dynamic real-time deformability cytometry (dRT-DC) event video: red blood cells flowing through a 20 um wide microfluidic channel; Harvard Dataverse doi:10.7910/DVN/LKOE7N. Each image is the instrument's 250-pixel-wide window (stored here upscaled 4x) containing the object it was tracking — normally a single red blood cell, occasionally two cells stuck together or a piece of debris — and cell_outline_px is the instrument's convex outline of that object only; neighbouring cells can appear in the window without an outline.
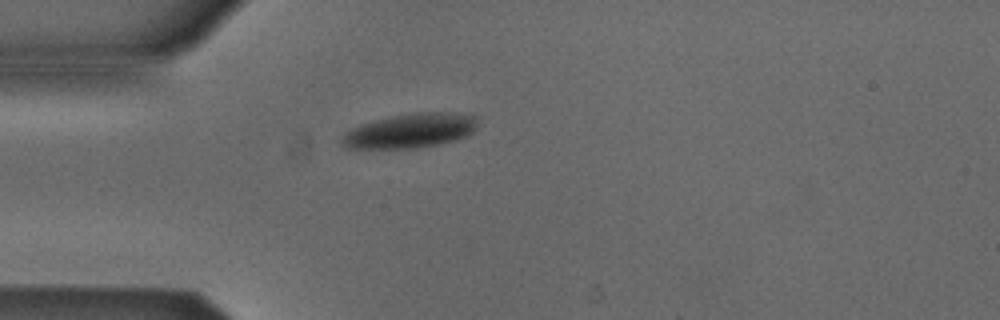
{"species": "Egyptian fruit bat (a non-hibernating species)", "species_latin": "Rousettus aegyptiacus", "temperature_condition": "cold", "stored_images_in_passage": 39, "camera_frame_rate_fps": 3000, "um_per_image_px": 0.085, "animal": {"sex": "male"}, "frame": {"image": 1, "passage_image": 1, "time_ms": 0.0, "image_size_px": [1000, 320], "cell_outline_px": [[480, 116], [476, 128], [468, 136], [456, 140], [440, 144], [416, 148], [344, 148], [340, 144], [340, 140], [344, 132], [360, 124], [372, 120], [412, 112], [452, 112]], "centroid_in_image_um": [34.89, 11.1], "position_along_channel_um": 50.1, "area_um2": 27.8}}
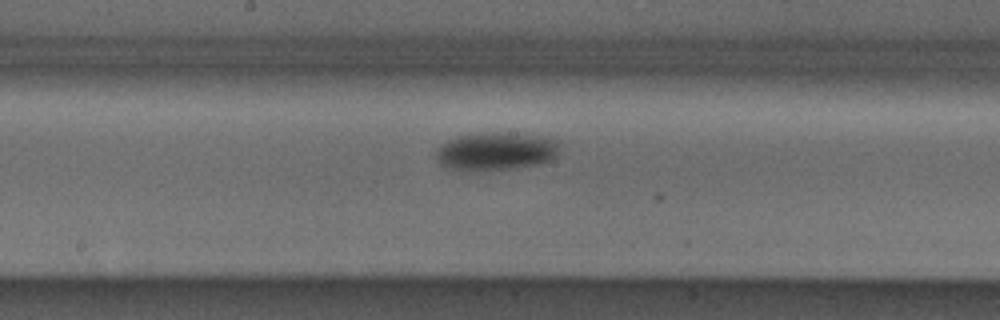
{"frame": {"image": 2, "passage_image": 14, "time_ms": 4.333, "image_size_px": [1000, 320], "cell_outline_px": [[560, 140], [556, 156], [552, 160], [540, 164], [512, 168], [448, 168], [440, 164], [436, 156], [436, 148], [440, 144], [448, 140], [460, 136], [484, 132], [516, 132], [552, 136]], "centroid_in_image_um": [42.26, 12.79], "position_along_channel_um": 205.9, "area_um2": 27.4}}
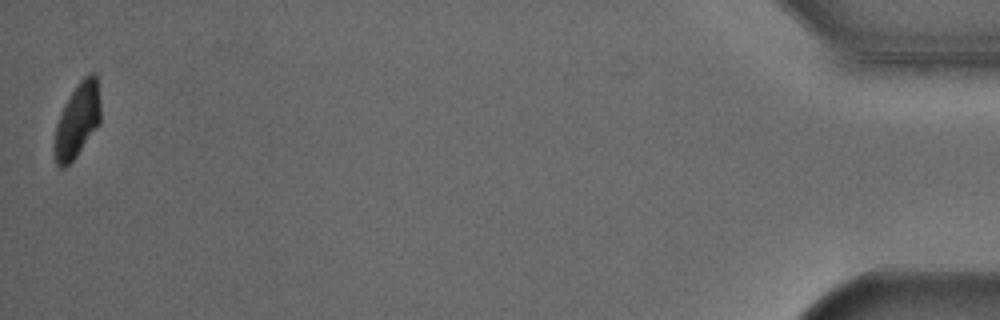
{"frame": {"image": 3, "passage_image": 39, "time_ms": 12.667, "image_size_px": [1000, 320], "cell_outline_px": [[100, 124], [76, 156], [64, 168], [60, 168], [56, 164], [52, 152], [52, 144], [56, 124], [60, 112], [64, 104], [80, 80], [88, 72], [96, 72], [100, 104]], "centroid_in_image_um": [6.54, 10.25], "position_along_channel_um": 428.7, "area_um2": 20.4}, "authors_computed_cell_mechanics": {"area_um2": 26.6458, "velocity_mm_per_s": 3.851, "shape_relaxation_time_tau1_ms": 2.1169, "shape_relaxation_time_tau2_ms": null, "deformation_change_tau1": 0.0865, "deformation_change_tau2": null}}